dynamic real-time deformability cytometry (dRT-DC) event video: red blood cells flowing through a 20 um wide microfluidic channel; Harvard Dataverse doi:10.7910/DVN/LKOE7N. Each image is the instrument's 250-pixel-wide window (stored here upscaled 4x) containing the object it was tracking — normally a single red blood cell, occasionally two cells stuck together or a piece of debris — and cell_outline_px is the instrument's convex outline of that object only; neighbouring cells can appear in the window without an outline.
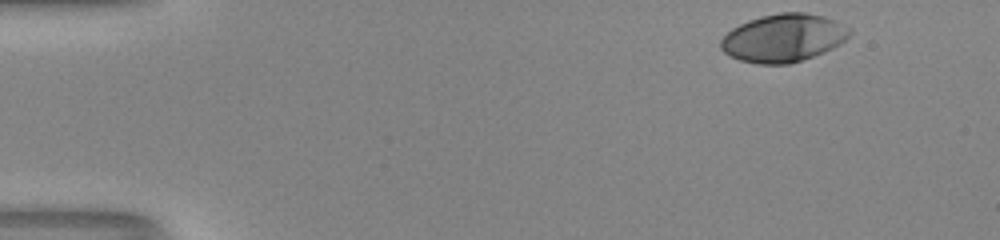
{"species": "human", "species_latin": "Homo sapiens", "temperature_condition": "room temperature", "stored_images_in_passage": 39, "camera_frame_rate_fps": 3000, "um_per_image_px": 0.085, "donor": {"sex": "male"}, "frame": {"image": 1, "passage_image": 1, "time_ms": 0.0, "image_size_px": [1000, 240], "cell_outline_px": [[852, 32], [840, 44], [824, 52], [788, 64], [756, 64], [740, 60], [728, 56], [720, 48], [720, 40], [732, 28], [748, 20], [760, 16], [780, 12], [804, 12], [824, 16], [836, 20], [852, 28]], "centroid_in_image_um": [66.59, 3.21], "position_along_channel_um": 18.4, "area_um2": 36.18}}
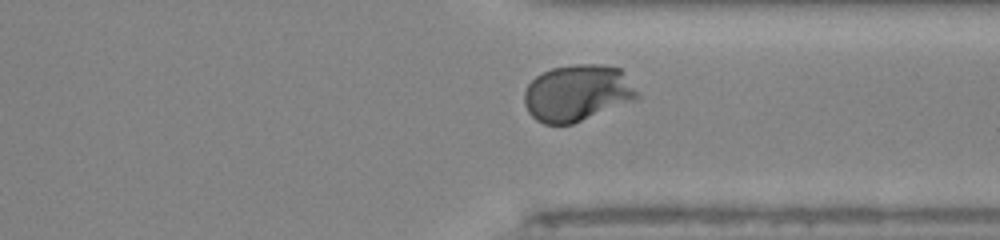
{"frame": {"image": 2, "passage_image": 35, "time_ms": 11.333, "image_size_px": [1000, 240], "cell_outline_px": [[640, 96], [636, 100], [572, 124], [544, 124], [536, 120], [528, 112], [524, 104], [524, 92], [528, 84], [536, 76], [552, 68], [572, 64], [600, 64], [620, 68], [624, 72]], "centroid_in_image_um": [49.07, 7.9], "position_along_channel_um": 362.3, "area_um2": 37.34}}
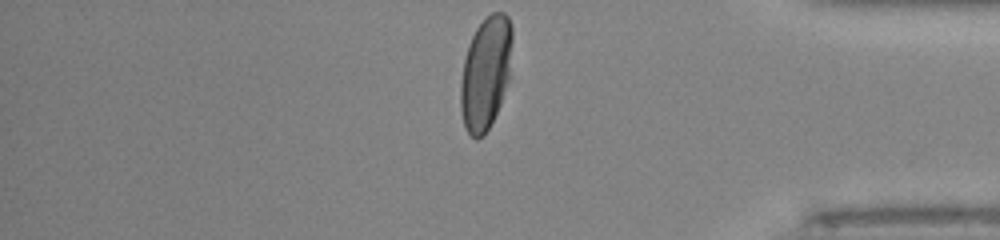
{"frame": {"image": 3, "passage_image": 39, "time_ms": 12.667, "image_size_px": [1000, 240], "cell_outline_px": [[512, 40], [508, 80], [500, 104], [484, 136], [476, 140], [468, 132], [464, 124], [460, 108], [460, 84], [464, 60], [468, 44], [476, 28], [492, 12], [504, 12], [508, 16], [512, 28]], "centroid_in_image_um": [41.27, 6.2], "position_along_channel_um": 393.9, "area_um2": 33.76}, "authors_computed_cell_mechanics": {"area_um2": 35.836, "velocity_mm_per_s": 4.1206, "shape_relaxation_time_tau1_ms": 3.4411, "shape_relaxation_time_tau2_ms": null, "deformation_change_tau1": 0.1899, "deformation_change_tau2": null}}